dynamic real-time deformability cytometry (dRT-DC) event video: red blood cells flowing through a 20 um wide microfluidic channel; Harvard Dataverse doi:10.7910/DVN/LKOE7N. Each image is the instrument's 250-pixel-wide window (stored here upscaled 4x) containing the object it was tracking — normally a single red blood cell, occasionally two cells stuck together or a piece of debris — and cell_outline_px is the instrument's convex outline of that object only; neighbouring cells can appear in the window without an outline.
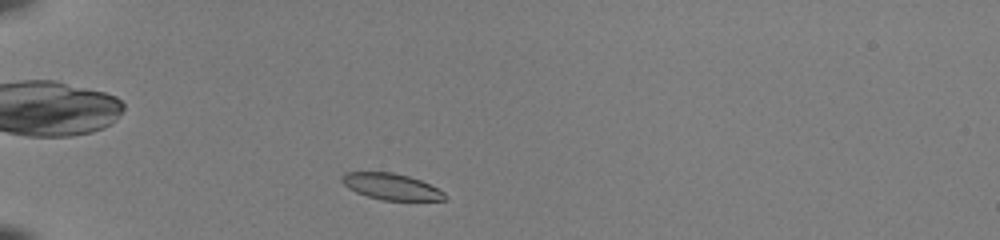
{"species": "common noctule bat (a hibernating species)", "species_latin": "Nyctalus noctula", "temperature_condition": "room temperature", "stored_images_in_passage": 38, "camera_frame_rate_fps": 3000, "um_per_image_px": 0.085, "animal": {"sex": "female", "body_mass_g": 22.0, "forearm_length_mm": 56.7}, "frame": {"image": 1, "passage_image": 3, "time_ms": 0.667, "image_size_px": [1000, 240], "cell_outline_px": [[448, 196], [444, 200], [380, 200], [356, 192], [348, 188], [340, 180], [340, 176], [344, 172], [392, 172], [408, 176], [420, 180], [444, 192]], "centroid_in_image_um": [33.22, 15.85], "position_along_channel_um": 51.8, "area_um2": 15.72}}
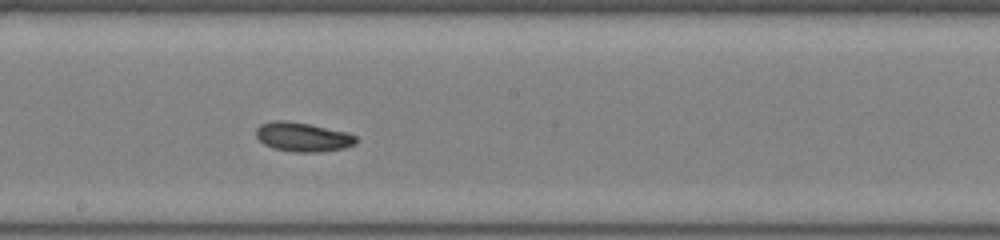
{"frame": {"image": 2, "passage_image": 18, "time_ms": 5.667, "image_size_px": [1000, 240], "cell_outline_px": [[356, 144], [344, 148], [320, 152], [292, 152], [272, 148], [264, 144], [256, 136], [256, 128], [260, 124], [272, 120], [288, 120], [308, 124], [344, 132], [356, 136]], "centroid_in_image_um": [25.69, 11.64], "position_along_channel_um": 222.5, "area_um2": 16.99}}
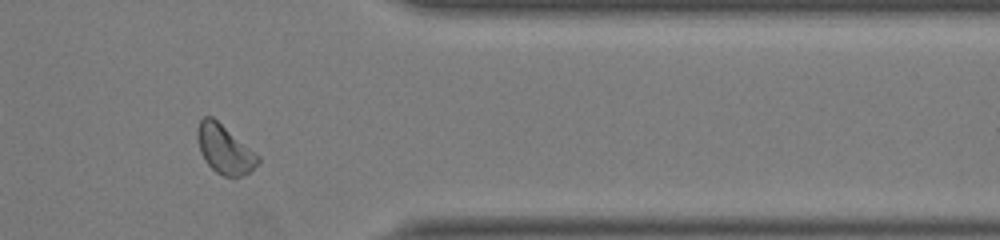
{"frame": {"image": 3, "passage_image": 31, "time_ms": 10.0, "image_size_px": [1000, 240], "cell_outline_px": [[260, 164], [248, 172], [240, 176], [224, 176], [216, 172], [204, 160], [200, 152], [196, 136], [196, 128], [200, 120], [204, 116], [212, 116], [260, 156]], "centroid_in_image_um": [19.07, 12.67], "position_along_channel_um": 392.3, "area_um2": 17.22}, "authors_computed_cell_mechanics": {"area_um2": 16.8776, "velocity_mm_per_s": 4.0618, "shape_relaxation_time_tau1_ms": 2.9165, "shape_relaxation_time_tau2_ms": null, "deformation_change_tau1": 0.1109, "deformation_change_tau2": null}}